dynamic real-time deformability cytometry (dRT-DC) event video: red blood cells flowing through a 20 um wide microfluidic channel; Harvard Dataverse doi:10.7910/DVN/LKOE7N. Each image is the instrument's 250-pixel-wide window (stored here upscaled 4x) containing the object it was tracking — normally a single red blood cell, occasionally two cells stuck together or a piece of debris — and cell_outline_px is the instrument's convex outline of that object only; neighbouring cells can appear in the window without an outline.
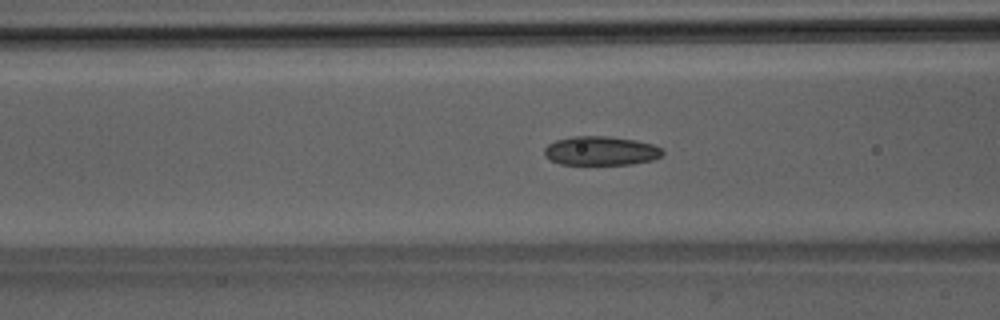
{"species": "Egyptian fruit bat (a non-hibernating species)", "species_latin": "Rousettus aegyptiacus", "temperature_condition": "room temperature", "stored_images_in_passage": 51, "camera_frame_rate_fps": 3000, "um_per_image_px": 0.085, "animal": {"sex": "male"}, "frame": {"image": 1, "passage_image": 19, "time_ms": 6.0, "image_size_px": [1000, 320], "cell_outline_px": [[664, 152], [660, 156], [652, 160], [632, 164], [560, 164], [544, 156], [544, 148], [548, 144], [556, 140], [572, 136], [608, 136], [636, 140], [652, 144], [660, 148]], "centroid_in_image_um": [51.05, 12.81], "position_along_channel_um": 115.6, "area_um2": 19.94}}
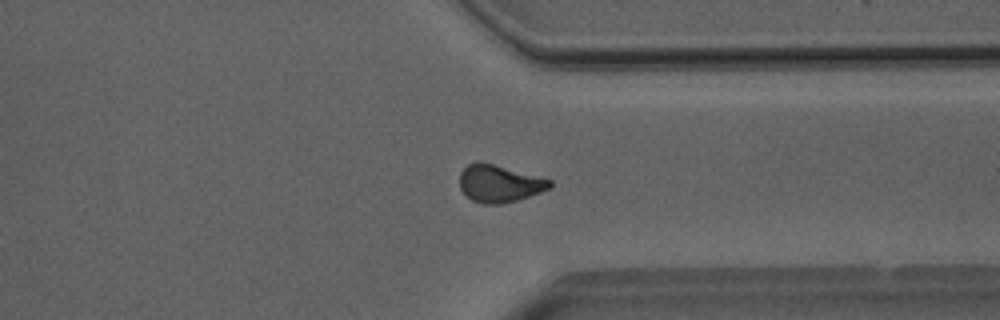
{"frame": {"image": 2, "passage_image": 38, "time_ms": 12.333, "image_size_px": [1000, 320], "cell_outline_px": [[552, 188], [516, 200], [500, 204], [484, 204], [472, 200], [460, 188], [460, 172], [468, 164], [476, 160], [480, 160], [552, 180]], "centroid_in_image_um": [42.43, 15.58], "position_along_channel_um": 369.0, "area_um2": 19.59}}
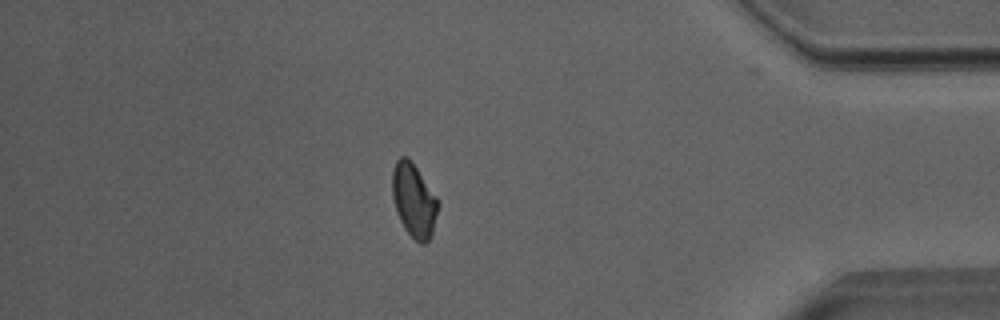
{"frame": {"image": 3, "passage_image": 43, "time_ms": 14.0, "image_size_px": [1000, 320], "cell_outline_px": [[440, 204], [432, 232], [428, 240], [424, 244], [420, 244], [404, 228], [396, 212], [392, 196], [392, 168], [396, 160], [400, 156], [408, 156], [440, 200]], "centroid_in_image_um": [35.18, 16.99], "position_along_channel_um": 400.0, "area_um2": 19.88}, "authors_computed_cell_mechanics": {"area_um2": 19.941, "velocity_mm_per_s": 4.0103, "shape_relaxation_time_tau1_ms": 5.5233, "shape_relaxation_time_tau2_ms": 4.3225, "deformation_change_tau1": 0.119, "deformation_change_tau2": 0.1004}}